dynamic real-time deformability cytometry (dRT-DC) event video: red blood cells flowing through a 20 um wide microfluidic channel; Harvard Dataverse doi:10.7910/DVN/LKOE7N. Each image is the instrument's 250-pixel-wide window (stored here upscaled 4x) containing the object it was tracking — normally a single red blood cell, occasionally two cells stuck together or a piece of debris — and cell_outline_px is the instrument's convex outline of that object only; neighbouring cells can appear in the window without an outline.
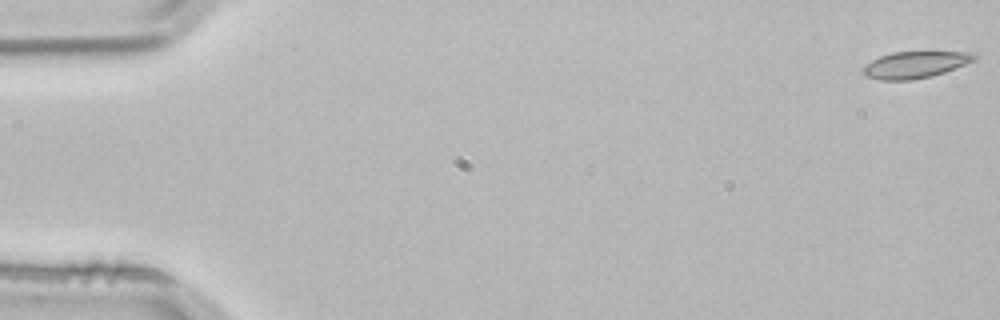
{"species": "common noctule bat (a hibernating species)", "species_latin": "Nyctalus noctula", "temperature_condition": "room temperature", "stored_images_in_passage": 3, "segment_of_instrument_passage": [2, 2], "camera_frame_rate_fps": 3000, "um_per_image_px": 0.085, "animal": {"sex": "male", "body_mass_g": 21.5, "forearm_length_mm": 52.0}, "frame": {"image": 1, "passage_image": 3, "time_ms": 0.667, "image_size_px": [1000, 320], "cell_outline_px": [[980, 56], [976, 60], [944, 72], [932, 76], [912, 80], [880, 80], [868, 76], [864, 72], [864, 64], [880, 56], [892, 52], [972, 52]], "centroid_in_image_um": [77.83, 5.49], "position_along_channel_um": 7.2, "area_um2": 17.22}}